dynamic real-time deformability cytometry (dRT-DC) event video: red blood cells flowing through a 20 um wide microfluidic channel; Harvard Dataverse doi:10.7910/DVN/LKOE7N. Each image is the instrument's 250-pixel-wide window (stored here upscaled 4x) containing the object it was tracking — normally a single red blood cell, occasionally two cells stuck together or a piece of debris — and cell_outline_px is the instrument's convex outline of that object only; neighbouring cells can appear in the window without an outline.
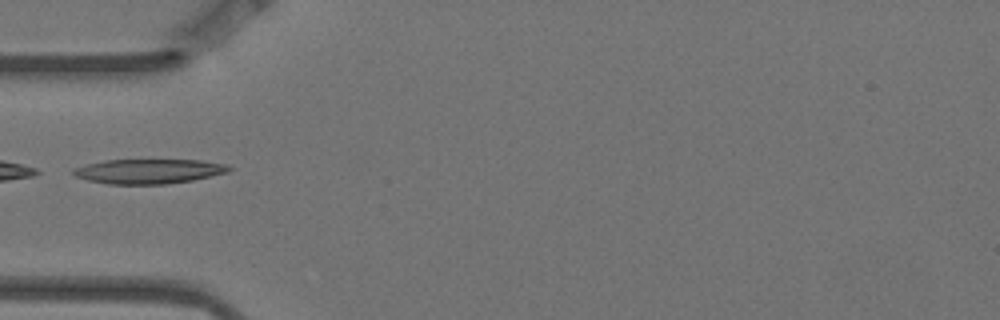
{"species": "Egyptian fruit bat (a non-hibernating species)", "species_latin": "Rousettus aegyptiacus", "temperature_condition": "warm", "stored_images_in_passage": 4, "camera_frame_rate_fps": 3000, "um_per_image_px": 0.085, "animal": {"sex": "female"}, "frame": {"image": 1, "passage_image": 4, "time_ms": 1.0, "image_size_px": [1000, 320], "cell_outline_px": [[232, 168], [228, 172], [192, 180], [164, 184], [108, 184], [88, 180], [76, 176], [72, 172], [72, 168], [104, 160], [200, 160], [228, 164]], "centroid_in_image_um": [12.65, 14.55], "position_along_channel_um": 72.4, "area_um2": 22.25}}